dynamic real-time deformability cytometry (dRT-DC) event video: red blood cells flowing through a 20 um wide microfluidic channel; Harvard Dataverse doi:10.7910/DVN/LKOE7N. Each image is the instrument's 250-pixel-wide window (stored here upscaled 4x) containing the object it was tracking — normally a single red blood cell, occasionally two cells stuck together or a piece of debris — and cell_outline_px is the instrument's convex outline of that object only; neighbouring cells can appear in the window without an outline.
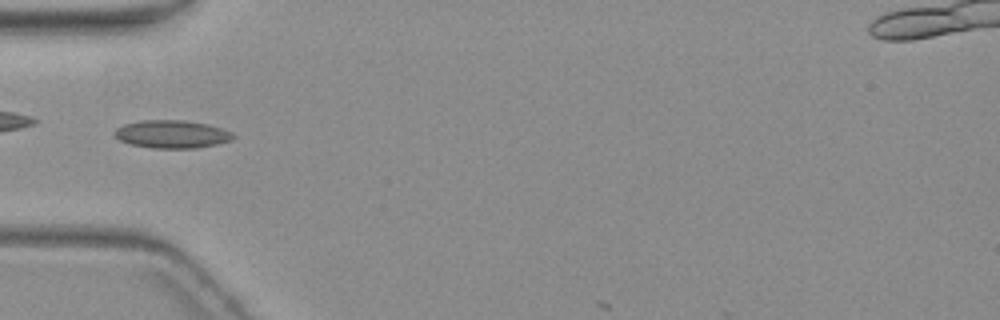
{"species": "common noctule bat (a hibernating species)", "species_latin": "Nyctalus noctula", "temperature_condition": "warm", "stored_images_in_passage": 6, "camera_frame_rate_fps": 3000, "um_per_image_px": 0.085, "animal": {"sex": "female", "body_mass_g": 19.3, "forearm_length_mm": 54.1}, "frame": {"image": 1, "passage_image": 2, "time_ms": 1.333, "image_size_px": [1000, 320], "cell_outline_px": [[236, 136], [232, 140], [216, 144], [196, 148], [152, 148], [128, 144], [112, 136], [112, 132], [116, 128], [124, 124], [140, 120], [184, 120], [208, 124], [232, 132]], "centroid_in_image_um": [14.56, 11.4], "position_along_channel_um": 70.4, "area_um2": 19.54}}
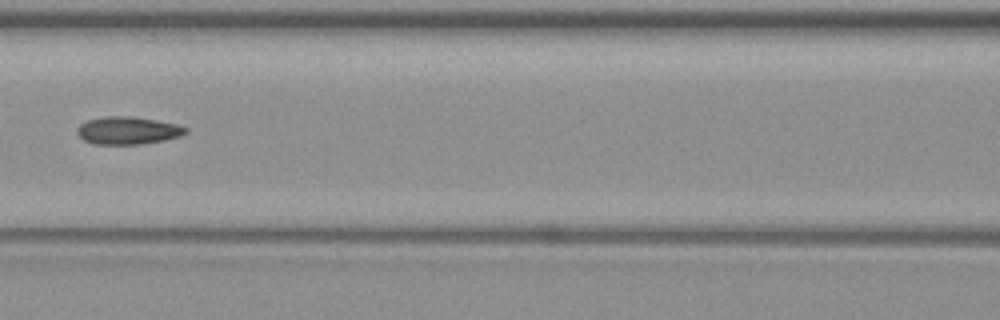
{"frame": {"image": 2, "passage_image": 4, "time_ms": 3.667, "image_size_px": [1000, 320], "cell_outline_px": [[188, 132], [180, 136], [164, 140], [140, 144], [92, 144], [84, 140], [76, 132], [76, 128], [80, 124], [88, 120], [104, 116], [132, 116], [156, 120], [176, 124], [188, 128]], "centroid_in_image_um": [10.85, 11.09], "position_along_channel_um": 155.7, "area_um2": 17.51}}
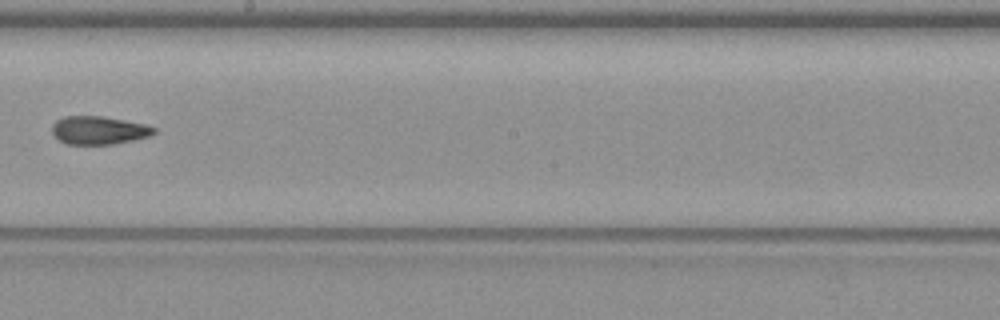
{"frame": {"image": 3, "passage_image": 6, "time_ms": 6.0, "image_size_px": [1000, 320], "cell_outline_px": [[156, 132], [148, 136], [132, 140], [112, 144], [68, 144], [60, 140], [52, 132], [52, 124], [56, 120], [64, 116], [100, 116], [124, 120], [144, 124], [156, 128]], "centroid_in_image_um": [8.38, 11.06], "position_along_channel_um": 239.8, "area_um2": 16.53}}